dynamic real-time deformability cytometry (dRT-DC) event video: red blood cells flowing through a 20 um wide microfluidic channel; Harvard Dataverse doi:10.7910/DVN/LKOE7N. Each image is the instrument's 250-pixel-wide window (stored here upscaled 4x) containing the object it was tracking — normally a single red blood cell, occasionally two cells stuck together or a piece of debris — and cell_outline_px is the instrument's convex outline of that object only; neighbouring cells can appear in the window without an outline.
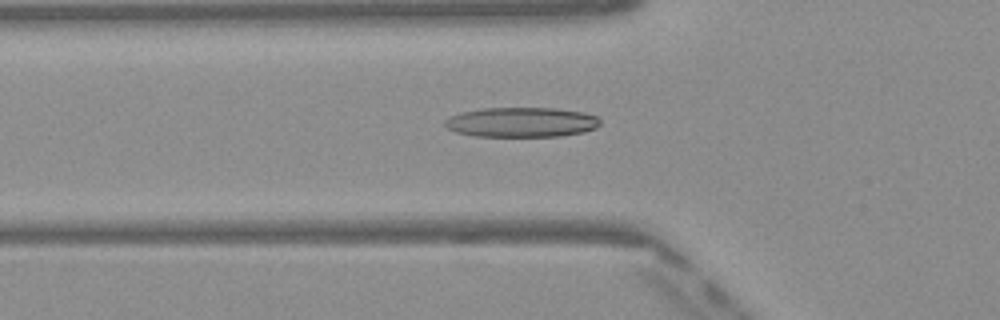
{"species": "Egyptian fruit bat (a non-hibernating species)", "species_latin": "Rousettus aegyptiacus", "temperature_condition": "warm", "stored_images_in_passage": 49, "camera_frame_rate_fps": 3000, "um_per_image_px": 0.085, "frame": {"image": 1, "passage_image": 17, "time_ms": 5.333, "image_size_px": [1000, 320], "cell_outline_px": [[600, 124], [596, 128], [584, 132], [560, 136], [476, 136], [456, 132], [448, 128], [444, 124], [444, 120], [448, 116], [460, 112], [484, 108], [556, 108], [580, 112], [596, 116], [600, 120]], "centroid_in_image_um": [44.3, 10.38], "position_along_channel_um": 81.5, "area_um2": 26.99}}
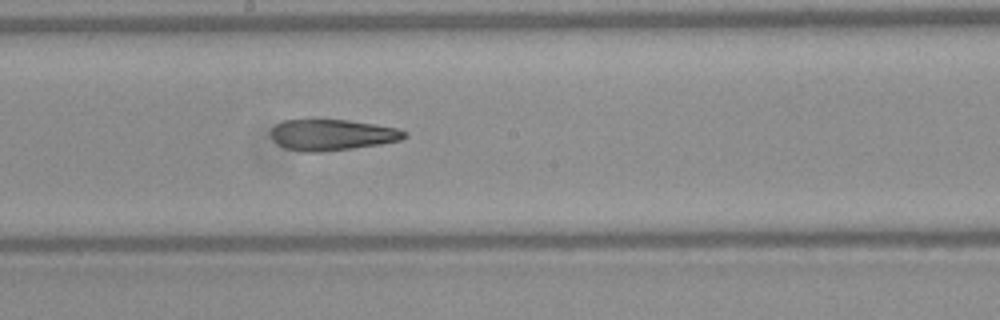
{"frame": {"image": 2, "passage_image": 27, "time_ms": 8.667, "image_size_px": [1000, 320], "cell_outline_px": [[408, 136], [400, 140], [380, 144], [352, 148], [316, 152], [304, 152], [288, 148], [276, 144], [272, 140], [272, 128], [276, 124], [284, 120], [312, 116], [348, 120], [400, 128], [408, 132]], "centroid_in_image_um": [28.2, 11.41], "position_along_channel_um": 220.0, "area_um2": 24.97}}
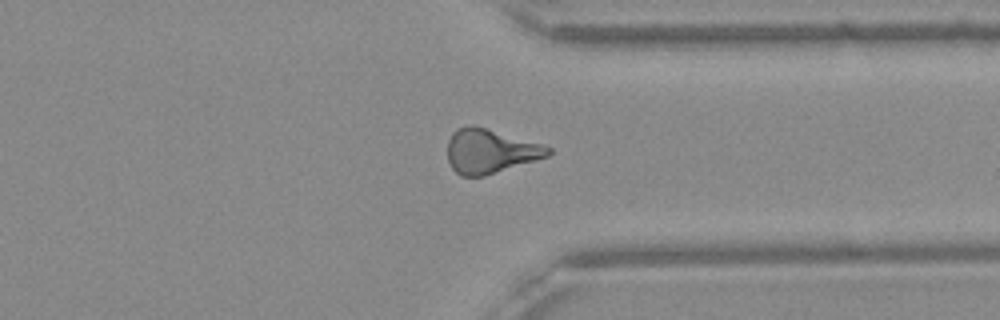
{"frame": {"image": 3, "passage_image": 38, "time_ms": 12.333, "image_size_px": [1000, 320], "cell_outline_px": [[552, 152], [548, 156], [536, 160], [484, 176], [460, 176], [452, 168], [448, 160], [448, 140], [452, 132], [456, 128], [472, 124], [540, 144], [552, 148]], "centroid_in_image_um": [41.62, 12.85], "position_along_channel_um": 369.8, "area_um2": 25.72}, "authors_computed_cell_mechanics": {"area_um2": 25.6632, "velocity_mm_per_s": 4.1151, "shape_relaxation_time_tau1_ms": null, "shape_relaxation_time_tau2_ms": 4.1912, "deformation_change_tau1": null, "deformation_change_tau2": 0.1678}}